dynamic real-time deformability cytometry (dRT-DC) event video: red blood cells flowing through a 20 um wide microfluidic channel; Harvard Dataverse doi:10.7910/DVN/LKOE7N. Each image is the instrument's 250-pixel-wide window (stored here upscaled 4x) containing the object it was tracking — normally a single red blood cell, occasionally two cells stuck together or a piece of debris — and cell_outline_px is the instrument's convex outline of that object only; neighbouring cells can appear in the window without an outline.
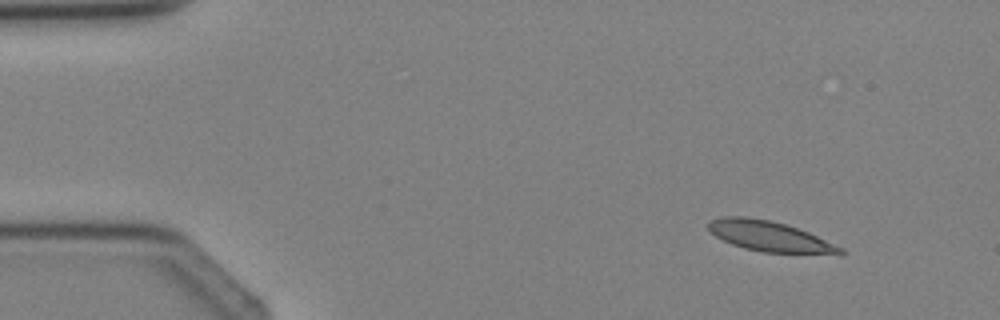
{"species": "Egyptian fruit bat (a non-hibernating species)", "species_latin": "Rousettus aegyptiacus", "temperature_condition": "cold", "stored_images_in_passage": 3, "camera_frame_rate_fps": 3000, "um_per_image_px": 0.085, "animal": {"sex": "female"}, "frame": {"image": 1, "passage_image": 1, "time_ms": 0.0, "image_size_px": [1000, 320], "cell_outline_px": [[844, 256], [764, 252], [744, 248], [732, 244], [716, 236], [708, 228], [708, 224], [712, 220], [724, 216], [744, 216], [768, 220], [784, 224], [808, 232], [844, 248]], "centroid_in_image_um": [65.53, 20.13], "position_along_channel_um": 19.5, "area_um2": 23.47}}
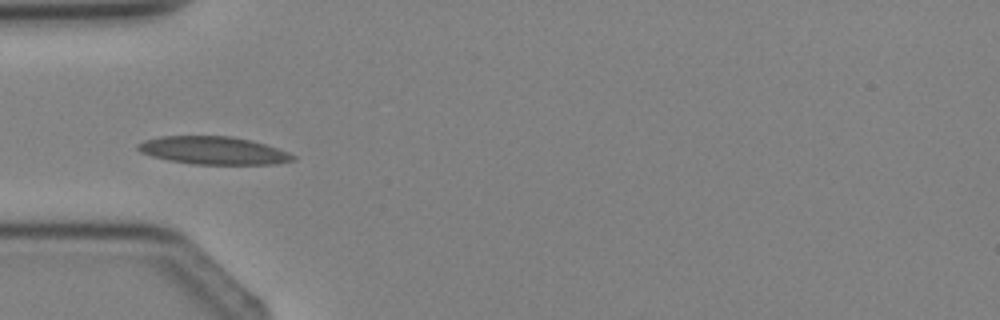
{"frame": {"image": 2, "passage_image": 3, "time_ms": 2.667, "image_size_px": [1000, 320], "cell_outline_px": [[296, 160], [276, 164], [192, 164], [168, 160], [152, 156], [140, 152], [136, 148], [136, 144], [144, 140], [160, 136], [232, 136], [252, 140], [288, 152], [296, 156]], "centroid_in_image_um": [18.12, 12.79], "position_along_channel_um": 66.9, "area_um2": 25.26}}